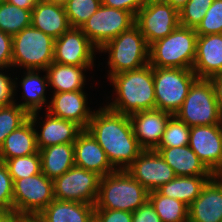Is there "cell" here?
<instances>
[{"label": "cell", "instance_id": "31", "mask_svg": "<svg viewBox=\"0 0 222 222\" xmlns=\"http://www.w3.org/2000/svg\"><path fill=\"white\" fill-rule=\"evenodd\" d=\"M31 25V10L9 2L0 3V30L14 36Z\"/></svg>", "mask_w": 222, "mask_h": 222}, {"label": "cell", "instance_id": "42", "mask_svg": "<svg viewBox=\"0 0 222 222\" xmlns=\"http://www.w3.org/2000/svg\"><path fill=\"white\" fill-rule=\"evenodd\" d=\"M132 222H162L154 207L147 200L132 213Z\"/></svg>", "mask_w": 222, "mask_h": 222}, {"label": "cell", "instance_id": "17", "mask_svg": "<svg viewBox=\"0 0 222 222\" xmlns=\"http://www.w3.org/2000/svg\"><path fill=\"white\" fill-rule=\"evenodd\" d=\"M172 114L158 110H145L129 116L132 130L144 150L155 149L162 139Z\"/></svg>", "mask_w": 222, "mask_h": 222}, {"label": "cell", "instance_id": "12", "mask_svg": "<svg viewBox=\"0 0 222 222\" xmlns=\"http://www.w3.org/2000/svg\"><path fill=\"white\" fill-rule=\"evenodd\" d=\"M135 24L150 45L180 25L179 11L168 3L145 4L135 16Z\"/></svg>", "mask_w": 222, "mask_h": 222}, {"label": "cell", "instance_id": "35", "mask_svg": "<svg viewBox=\"0 0 222 222\" xmlns=\"http://www.w3.org/2000/svg\"><path fill=\"white\" fill-rule=\"evenodd\" d=\"M190 127L172 115L157 147H179L189 144Z\"/></svg>", "mask_w": 222, "mask_h": 222}, {"label": "cell", "instance_id": "19", "mask_svg": "<svg viewBox=\"0 0 222 222\" xmlns=\"http://www.w3.org/2000/svg\"><path fill=\"white\" fill-rule=\"evenodd\" d=\"M188 222H222V182L211 177L188 207Z\"/></svg>", "mask_w": 222, "mask_h": 222}, {"label": "cell", "instance_id": "21", "mask_svg": "<svg viewBox=\"0 0 222 222\" xmlns=\"http://www.w3.org/2000/svg\"><path fill=\"white\" fill-rule=\"evenodd\" d=\"M33 112L29 119L19 128L11 132L0 147V161L37 153L36 124L37 114Z\"/></svg>", "mask_w": 222, "mask_h": 222}, {"label": "cell", "instance_id": "10", "mask_svg": "<svg viewBox=\"0 0 222 222\" xmlns=\"http://www.w3.org/2000/svg\"><path fill=\"white\" fill-rule=\"evenodd\" d=\"M100 179L95 172L73 166L53 180L54 199L95 206Z\"/></svg>", "mask_w": 222, "mask_h": 222}, {"label": "cell", "instance_id": "25", "mask_svg": "<svg viewBox=\"0 0 222 222\" xmlns=\"http://www.w3.org/2000/svg\"><path fill=\"white\" fill-rule=\"evenodd\" d=\"M95 206L54 199L35 218L40 222H92Z\"/></svg>", "mask_w": 222, "mask_h": 222}, {"label": "cell", "instance_id": "9", "mask_svg": "<svg viewBox=\"0 0 222 222\" xmlns=\"http://www.w3.org/2000/svg\"><path fill=\"white\" fill-rule=\"evenodd\" d=\"M53 200V180L42 172L13 182V212L24 218H35Z\"/></svg>", "mask_w": 222, "mask_h": 222}, {"label": "cell", "instance_id": "41", "mask_svg": "<svg viewBox=\"0 0 222 222\" xmlns=\"http://www.w3.org/2000/svg\"><path fill=\"white\" fill-rule=\"evenodd\" d=\"M12 48V36L0 30V69L12 67Z\"/></svg>", "mask_w": 222, "mask_h": 222}, {"label": "cell", "instance_id": "40", "mask_svg": "<svg viewBox=\"0 0 222 222\" xmlns=\"http://www.w3.org/2000/svg\"><path fill=\"white\" fill-rule=\"evenodd\" d=\"M95 222H132V212L110 209H94Z\"/></svg>", "mask_w": 222, "mask_h": 222}, {"label": "cell", "instance_id": "44", "mask_svg": "<svg viewBox=\"0 0 222 222\" xmlns=\"http://www.w3.org/2000/svg\"><path fill=\"white\" fill-rule=\"evenodd\" d=\"M209 79L213 85L215 98L222 113V73L214 75Z\"/></svg>", "mask_w": 222, "mask_h": 222}, {"label": "cell", "instance_id": "8", "mask_svg": "<svg viewBox=\"0 0 222 222\" xmlns=\"http://www.w3.org/2000/svg\"><path fill=\"white\" fill-rule=\"evenodd\" d=\"M153 79L155 109L175 115L197 75L192 69L153 68Z\"/></svg>", "mask_w": 222, "mask_h": 222}, {"label": "cell", "instance_id": "30", "mask_svg": "<svg viewBox=\"0 0 222 222\" xmlns=\"http://www.w3.org/2000/svg\"><path fill=\"white\" fill-rule=\"evenodd\" d=\"M148 200L162 222H188V206L185 203L163 196L157 190L149 192Z\"/></svg>", "mask_w": 222, "mask_h": 222}, {"label": "cell", "instance_id": "2", "mask_svg": "<svg viewBox=\"0 0 222 222\" xmlns=\"http://www.w3.org/2000/svg\"><path fill=\"white\" fill-rule=\"evenodd\" d=\"M116 99L106 105L113 111L124 115L155 109L153 67L142 68L115 74L109 78Z\"/></svg>", "mask_w": 222, "mask_h": 222}, {"label": "cell", "instance_id": "47", "mask_svg": "<svg viewBox=\"0 0 222 222\" xmlns=\"http://www.w3.org/2000/svg\"><path fill=\"white\" fill-rule=\"evenodd\" d=\"M188 1L189 0H166V3L179 11Z\"/></svg>", "mask_w": 222, "mask_h": 222}, {"label": "cell", "instance_id": "16", "mask_svg": "<svg viewBox=\"0 0 222 222\" xmlns=\"http://www.w3.org/2000/svg\"><path fill=\"white\" fill-rule=\"evenodd\" d=\"M83 90L53 93L47 112L55 117L75 122L87 129L94 111L87 107V97ZM87 102V103H86Z\"/></svg>", "mask_w": 222, "mask_h": 222}, {"label": "cell", "instance_id": "37", "mask_svg": "<svg viewBox=\"0 0 222 222\" xmlns=\"http://www.w3.org/2000/svg\"><path fill=\"white\" fill-rule=\"evenodd\" d=\"M197 35L222 34V0H214L195 28Z\"/></svg>", "mask_w": 222, "mask_h": 222}, {"label": "cell", "instance_id": "7", "mask_svg": "<svg viewBox=\"0 0 222 222\" xmlns=\"http://www.w3.org/2000/svg\"><path fill=\"white\" fill-rule=\"evenodd\" d=\"M175 116L189 127L222 123V113L210 79L197 78Z\"/></svg>", "mask_w": 222, "mask_h": 222}, {"label": "cell", "instance_id": "23", "mask_svg": "<svg viewBox=\"0 0 222 222\" xmlns=\"http://www.w3.org/2000/svg\"><path fill=\"white\" fill-rule=\"evenodd\" d=\"M154 150L158 151L176 176H213L188 145L156 147Z\"/></svg>", "mask_w": 222, "mask_h": 222}, {"label": "cell", "instance_id": "3", "mask_svg": "<svg viewBox=\"0 0 222 222\" xmlns=\"http://www.w3.org/2000/svg\"><path fill=\"white\" fill-rule=\"evenodd\" d=\"M149 191L125 169L115 170L100 179L95 209L134 212L148 200Z\"/></svg>", "mask_w": 222, "mask_h": 222}, {"label": "cell", "instance_id": "36", "mask_svg": "<svg viewBox=\"0 0 222 222\" xmlns=\"http://www.w3.org/2000/svg\"><path fill=\"white\" fill-rule=\"evenodd\" d=\"M214 0H189L179 10V24L183 27L196 28L204 18Z\"/></svg>", "mask_w": 222, "mask_h": 222}, {"label": "cell", "instance_id": "11", "mask_svg": "<svg viewBox=\"0 0 222 222\" xmlns=\"http://www.w3.org/2000/svg\"><path fill=\"white\" fill-rule=\"evenodd\" d=\"M134 24L135 16L131 12L101 4L99 9L80 29L99 50L108 41L114 39Z\"/></svg>", "mask_w": 222, "mask_h": 222}, {"label": "cell", "instance_id": "48", "mask_svg": "<svg viewBox=\"0 0 222 222\" xmlns=\"http://www.w3.org/2000/svg\"><path fill=\"white\" fill-rule=\"evenodd\" d=\"M213 177L222 182V163L219 165L217 170L213 173Z\"/></svg>", "mask_w": 222, "mask_h": 222}, {"label": "cell", "instance_id": "46", "mask_svg": "<svg viewBox=\"0 0 222 222\" xmlns=\"http://www.w3.org/2000/svg\"><path fill=\"white\" fill-rule=\"evenodd\" d=\"M38 1L39 0H7L10 4L27 10H32Z\"/></svg>", "mask_w": 222, "mask_h": 222}, {"label": "cell", "instance_id": "49", "mask_svg": "<svg viewBox=\"0 0 222 222\" xmlns=\"http://www.w3.org/2000/svg\"><path fill=\"white\" fill-rule=\"evenodd\" d=\"M46 3H53V4H59V5H65L67 0H39Z\"/></svg>", "mask_w": 222, "mask_h": 222}, {"label": "cell", "instance_id": "1", "mask_svg": "<svg viewBox=\"0 0 222 222\" xmlns=\"http://www.w3.org/2000/svg\"><path fill=\"white\" fill-rule=\"evenodd\" d=\"M87 130L116 170H126L144 150L133 133L129 116L107 106L93 113Z\"/></svg>", "mask_w": 222, "mask_h": 222}, {"label": "cell", "instance_id": "45", "mask_svg": "<svg viewBox=\"0 0 222 222\" xmlns=\"http://www.w3.org/2000/svg\"><path fill=\"white\" fill-rule=\"evenodd\" d=\"M23 219V216L15 212H0V222H22Z\"/></svg>", "mask_w": 222, "mask_h": 222}, {"label": "cell", "instance_id": "28", "mask_svg": "<svg viewBox=\"0 0 222 222\" xmlns=\"http://www.w3.org/2000/svg\"><path fill=\"white\" fill-rule=\"evenodd\" d=\"M212 176H176L157 191L169 198L177 199L188 207L200 195L203 186Z\"/></svg>", "mask_w": 222, "mask_h": 222}, {"label": "cell", "instance_id": "32", "mask_svg": "<svg viewBox=\"0 0 222 222\" xmlns=\"http://www.w3.org/2000/svg\"><path fill=\"white\" fill-rule=\"evenodd\" d=\"M101 4L102 0H67L64 7L71 28H81Z\"/></svg>", "mask_w": 222, "mask_h": 222}, {"label": "cell", "instance_id": "29", "mask_svg": "<svg viewBox=\"0 0 222 222\" xmlns=\"http://www.w3.org/2000/svg\"><path fill=\"white\" fill-rule=\"evenodd\" d=\"M24 78L21 80V87L23 88L22 98L25 102L18 104L25 109L29 114L38 112L46 104L45 90L48 84L47 73L43 78L38 75L39 70H26ZM37 72V73H36Z\"/></svg>", "mask_w": 222, "mask_h": 222}, {"label": "cell", "instance_id": "6", "mask_svg": "<svg viewBox=\"0 0 222 222\" xmlns=\"http://www.w3.org/2000/svg\"><path fill=\"white\" fill-rule=\"evenodd\" d=\"M55 39L30 25L12 36V67L44 71L54 58Z\"/></svg>", "mask_w": 222, "mask_h": 222}, {"label": "cell", "instance_id": "22", "mask_svg": "<svg viewBox=\"0 0 222 222\" xmlns=\"http://www.w3.org/2000/svg\"><path fill=\"white\" fill-rule=\"evenodd\" d=\"M31 25L54 39L71 28L63 5L42 1L31 10Z\"/></svg>", "mask_w": 222, "mask_h": 222}, {"label": "cell", "instance_id": "18", "mask_svg": "<svg viewBox=\"0 0 222 222\" xmlns=\"http://www.w3.org/2000/svg\"><path fill=\"white\" fill-rule=\"evenodd\" d=\"M74 158L75 166L95 172L101 177L116 170L103 148L87 129H83L74 142Z\"/></svg>", "mask_w": 222, "mask_h": 222}, {"label": "cell", "instance_id": "26", "mask_svg": "<svg viewBox=\"0 0 222 222\" xmlns=\"http://www.w3.org/2000/svg\"><path fill=\"white\" fill-rule=\"evenodd\" d=\"M41 172L54 180L75 166L74 143L52 145L39 150Z\"/></svg>", "mask_w": 222, "mask_h": 222}, {"label": "cell", "instance_id": "27", "mask_svg": "<svg viewBox=\"0 0 222 222\" xmlns=\"http://www.w3.org/2000/svg\"><path fill=\"white\" fill-rule=\"evenodd\" d=\"M93 67H78L52 62L44 72L47 73L48 84L53 93L83 90L86 77L83 71Z\"/></svg>", "mask_w": 222, "mask_h": 222}, {"label": "cell", "instance_id": "33", "mask_svg": "<svg viewBox=\"0 0 222 222\" xmlns=\"http://www.w3.org/2000/svg\"><path fill=\"white\" fill-rule=\"evenodd\" d=\"M29 113L17 103L0 107V147L6 137L29 119Z\"/></svg>", "mask_w": 222, "mask_h": 222}, {"label": "cell", "instance_id": "51", "mask_svg": "<svg viewBox=\"0 0 222 222\" xmlns=\"http://www.w3.org/2000/svg\"><path fill=\"white\" fill-rule=\"evenodd\" d=\"M7 2V0H0V3H5Z\"/></svg>", "mask_w": 222, "mask_h": 222}, {"label": "cell", "instance_id": "38", "mask_svg": "<svg viewBox=\"0 0 222 222\" xmlns=\"http://www.w3.org/2000/svg\"><path fill=\"white\" fill-rule=\"evenodd\" d=\"M0 212H13V180L2 161H0Z\"/></svg>", "mask_w": 222, "mask_h": 222}, {"label": "cell", "instance_id": "15", "mask_svg": "<svg viewBox=\"0 0 222 222\" xmlns=\"http://www.w3.org/2000/svg\"><path fill=\"white\" fill-rule=\"evenodd\" d=\"M188 146L213 174L222 163V123L190 127Z\"/></svg>", "mask_w": 222, "mask_h": 222}, {"label": "cell", "instance_id": "13", "mask_svg": "<svg viewBox=\"0 0 222 222\" xmlns=\"http://www.w3.org/2000/svg\"><path fill=\"white\" fill-rule=\"evenodd\" d=\"M98 50L80 28H70L54 42L53 62L78 67H93Z\"/></svg>", "mask_w": 222, "mask_h": 222}, {"label": "cell", "instance_id": "24", "mask_svg": "<svg viewBox=\"0 0 222 222\" xmlns=\"http://www.w3.org/2000/svg\"><path fill=\"white\" fill-rule=\"evenodd\" d=\"M40 133L36 129L38 150L65 143H74L78 134L83 130L75 122L61 119L46 113Z\"/></svg>", "mask_w": 222, "mask_h": 222}, {"label": "cell", "instance_id": "34", "mask_svg": "<svg viewBox=\"0 0 222 222\" xmlns=\"http://www.w3.org/2000/svg\"><path fill=\"white\" fill-rule=\"evenodd\" d=\"M5 165L13 182L17 179L27 178L41 172V157L39 151L22 157H15L6 160Z\"/></svg>", "mask_w": 222, "mask_h": 222}, {"label": "cell", "instance_id": "20", "mask_svg": "<svg viewBox=\"0 0 222 222\" xmlns=\"http://www.w3.org/2000/svg\"><path fill=\"white\" fill-rule=\"evenodd\" d=\"M193 72L209 79L222 73V34L198 35Z\"/></svg>", "mask_w": 222, "mask_h": 222}, {"label": "cell", "instance_id": "43", "mask_svg": "<svg viewBox=\"0 0 222 222\" xmlns=\"http://www.w3.org/2000/svg\"><path fill=\"white\" fill-rule=\"evenodd\" d=\"M104 6L131 12L136 16L137 12L145 5V0H102Z\"/></svg>", "mask_w": 222, "mask_h": 222}, {"label": "cell", "instance_id": "39", "mask_svg": "<svg viewBox=\"0 0 222 222\" xmlns=\"http://www.w3.org/2000/svg\"><path fill=\"white\" fill-rule=\"evenodd\" d=\"M1 71L4 69H0ZM14 79L0 72V107H6L15 103L14 96L16 89Z\"/></svg>", "mask_w": 222, "mask_h": 222}, {"label": "cell", "instance_id": "4", "mask_svg": "<svg viewBox=\"0 0 222 222\" xmlns=\"http://www.w3.org/2000/svg\"><path fill=\"white\" fill-rule=\"evenodd\" d=\"M197 36L194 28L179 25L168 36L149 45V64L153 68L192 69Z\"/></svg>", "mask_w": 222, "mask_h": 222}, {"label": "cell", "instance_id": "5", "mask_svg": "<svg viewBox=\"0 0 222 222\" xmlns=\"http://www.w3.org/2000/svg\"><path fill=\"white\" fill-rule=\"evenodd\" d=\"M98 51H108V79L149 64V45L136 24L108 41Z\"/></svg>", "mask_w": 222, "mask_h": 222}, {"label": "cell", "instance_id": "50", "mask_svg": "<svg viewBox=\"0 0 222 222\" xmlns=\"http://www.w3.org/2000/svg\"><path fill=\"white\" fill-rule=\"evenodd\" d=\"M166 3V0H145V4Z\"/></svg>", "mask_w": 222, "mask_h": 222}, {"label": "cell", "instance_id": "14", "mask_svg": "<svg viewBox=\"0 0 222 222\" xmlns=\"http://www.w3.org/2000/svg\"><path fill=\"white\" fill-rule=\"evenodd\" d=\"M126 171L149 192L176 177L173 169L154 149L143 150Z\"/></svg>", "mask_w": 222, "mask_h": 222}]
</instances>
